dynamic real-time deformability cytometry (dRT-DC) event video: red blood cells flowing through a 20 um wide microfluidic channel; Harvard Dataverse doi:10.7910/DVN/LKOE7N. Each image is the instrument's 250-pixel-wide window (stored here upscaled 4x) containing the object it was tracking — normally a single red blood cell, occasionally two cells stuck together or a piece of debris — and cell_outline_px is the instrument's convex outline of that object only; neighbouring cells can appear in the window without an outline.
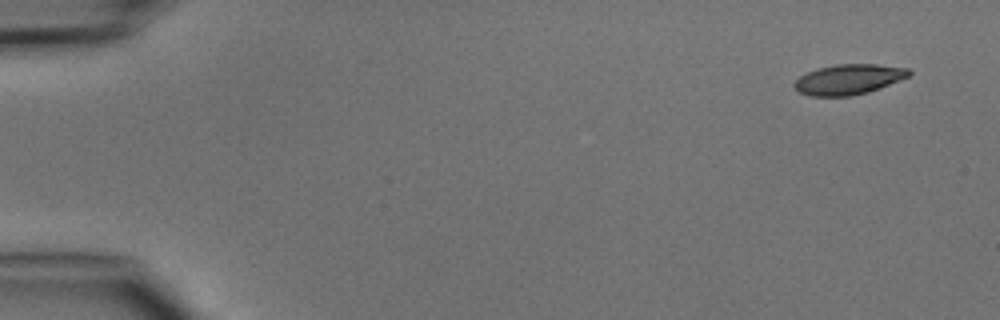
{"species": "common noctule bat (a hibernating species)", "species_latin": "Nyctalus noctula", "temperature_condition": "cold", "stored_images_in_passage": 5, "camera_frame_rate_fps": 3000, "um_per_image_px": 0.085, "animal": {"sex": "male", "body_mass_g": 15.6}, "frame": {"image": 1, "passage_image": 1, "time_ms": 0.0, "image_size_px": [1000, 320], "cell_outline_px": [[912, 72], [908, 76], [880, 88], [868, 92], [852, 96], [812, 96], [800, 92], [792, 84], [800, 76], [816, 68], [836, 64], [876, 64], [908, 68]], "centroid_in_image_um": [72.12, 6.74], "position_along_channel_um": 12.9, "area_um2": 20.11}}
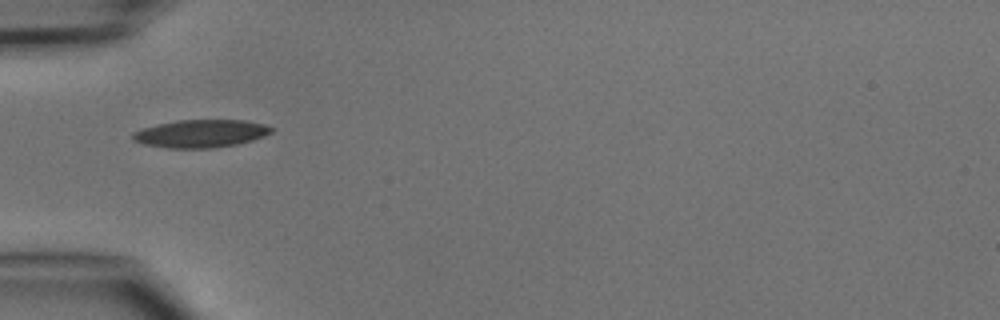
{"frame": {"image": 2, "passage_image": 4, "time_ms": 4.333, "image_size_px": [1000, 320], "cell_outline_px": [[272, 132], [264, 136], [252, 140], [236, 144], [212, 148], [168, 148], [144, 144], [132, 140], [132, 132], [144, 128], [176, 120], [244, 120], [264, 124], [272, 128]], "centroid_in_image_um": [17.06, 11.35], "position_along_channel_um": 67.9, "area_um2": 22.31}}